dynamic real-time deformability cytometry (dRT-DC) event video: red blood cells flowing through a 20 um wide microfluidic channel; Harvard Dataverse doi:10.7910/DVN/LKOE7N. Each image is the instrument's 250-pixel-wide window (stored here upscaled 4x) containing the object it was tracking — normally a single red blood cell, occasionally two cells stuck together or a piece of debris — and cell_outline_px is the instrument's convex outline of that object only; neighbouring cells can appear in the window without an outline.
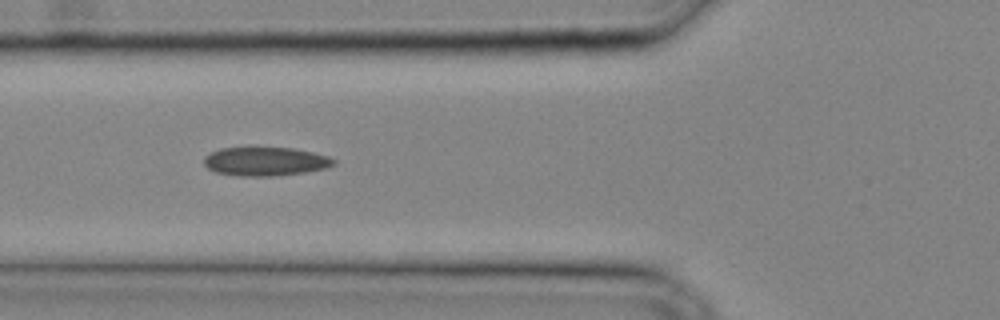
{"species": "common noctule bat (a hibernating species)", "species_latin": "Nyctalus noctula", "temperature_condition": "cold", "stored_images_in_passage": 10, "camera_frame_rate_fps": 3000, "um_per_image_px": 0.085, "animal": {"sex": "male", "body_mass_g": 20.4}, "frame": {"image": 1, "passage_image": 5, "time_ms": 1.333, "image_size_px": [1000, 320], "cell_outline_px": [[336, 164], [324, 168], [304, 172], [272, 176], [240, 176], [216, 172], [208, 168], [204, 164], [204, 156], [220, 148], [252, 144], [256, 144], [292, 148], [312, 152], [328, 156], [336, 160]], "centroid_in_image_um": [22.51, 13.66], "position_along_channel_um": 103.3, "area_um2": 22.6}}
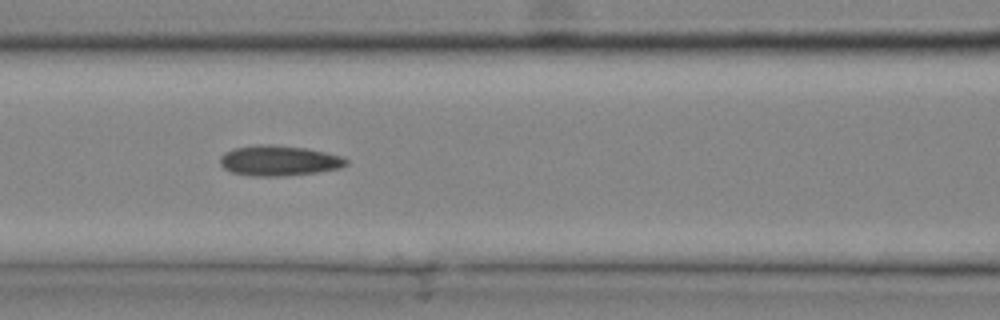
{"frame": {"image": 2, "passage_image": 7, "time_ms": 2.0, "image_size_px": [1000, 320], "cell_outline_px": [[348, 164], [340, 168], [316, 172], [284, 176], [252, 176], [232, 172], [224, 168], [220, 164], [220, 156], [224, 152], [236, 148], [256, 144], [272, 144], [304, 148], [344, 156], [348, 160]], "centroid_in_image_um": [23.71, 13.65], "position_along_channel_um": 142.9, "area_um2": 22.31}}